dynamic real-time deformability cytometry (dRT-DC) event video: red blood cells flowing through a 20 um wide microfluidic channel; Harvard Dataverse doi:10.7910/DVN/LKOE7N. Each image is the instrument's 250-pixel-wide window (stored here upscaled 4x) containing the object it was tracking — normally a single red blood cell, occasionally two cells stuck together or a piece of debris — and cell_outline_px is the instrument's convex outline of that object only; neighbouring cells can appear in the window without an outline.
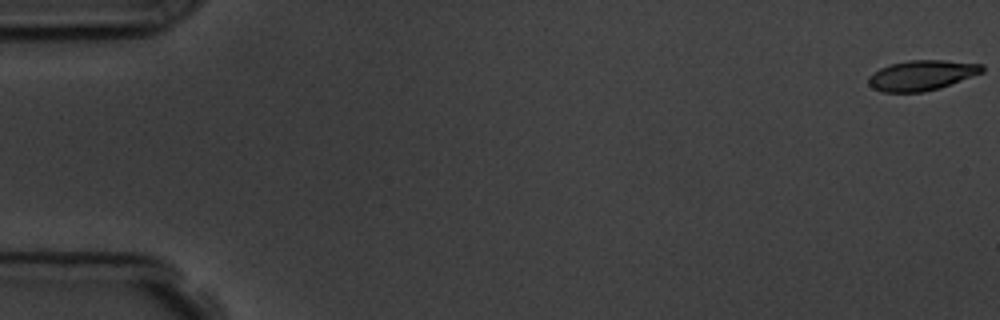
{"species": "common noctule bat (a hibernating species)", "species_latin": "Nyctalus noctula", "temperature_condition": "room temperature", "stored_images_in_passage": 57, "camera_frame_rate_fps": 3000, "um_per_image_px": 0.085, "animal": {"sex": "male", "body_mass_g": 19.5, "forearm_length_mm": 54.6}, "frame": {"image": 1, "passage_image": 1, "time_ms": 0.0, "image_size_px": [1000, 320], "cell_outline_px": [[984, 72], [940, 88], [920, 92], [884, 92], [872, 88], [868, 84], [868, 76], [880, 68], [892, 64], [908, 60], [944, 60], [984, 64]], "centroid_in_image_um": [78.36, 6.4], "position_along_channel_um": 6.6, "area_um2": 20.0}}
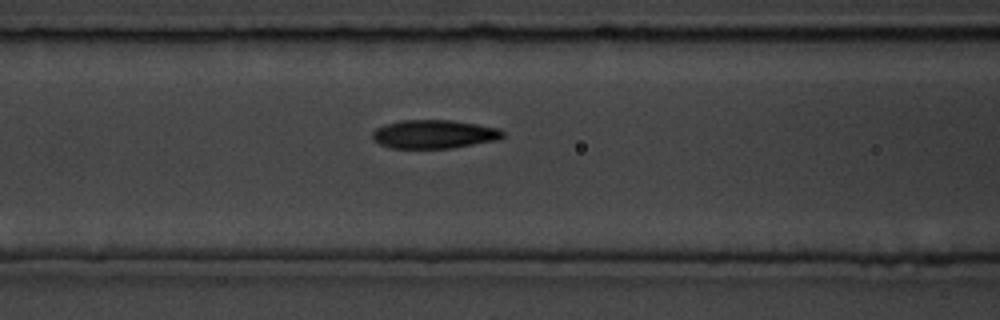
{"frame": {"image": 2, "passage_image": 24, "time_ms": 7.667, "image_size_px": [1000, 320], "cell_outline_px": [[504, 136], [496, 140], [452, 148], [392, 148], [380, 144], [372, 140], [372, 132], [376, 128], [384, 124], [400, 120], [452, 120], [500, 128], [504, 132]], "centroid_in_image_um": [36.87, 11.4], "position_along_channel_um": 129.7, "area_um2": 21.79}}
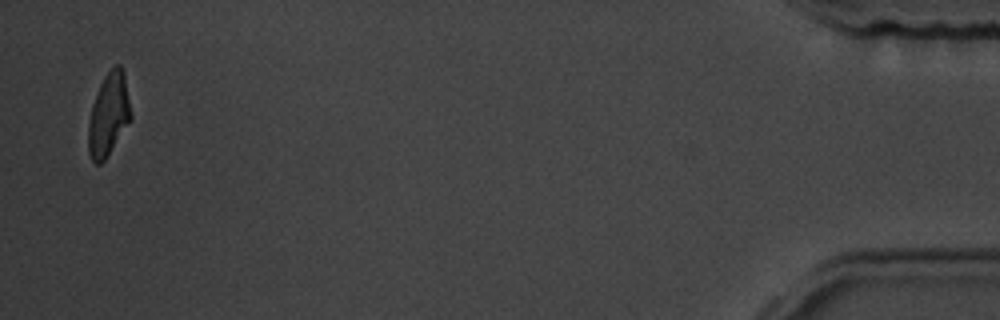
{"frame": {"image": 3, "passage_image": 56, "time_ms": 18.333, "image_size_px": [1000, 320], "cell_outline_px": [[132, 120], [104, 160], [100, 164], [96, 164], [92, 160], [88, 152], [88, 124], [92, 104], [100, 84], [104, 76], [116, 64], [120, 64], [124, 72], [132, 116]], "centroid_in_image_um": [9.24, 9.74], "position_along_channel_um": 426.0, "area_um2": 20.58}, "authors_computed_cell_mechanics": {"area_um2": 21.4438, "velocity_mm_per_s": 3.617, "shape_relaxation_time_tau1_ms": 4.3419, "shape_relaxation_time_tau2_ms": 2.5913, "deformation_change_tau1": 0.1573, "deformation_change_tau2": 0.0832}}